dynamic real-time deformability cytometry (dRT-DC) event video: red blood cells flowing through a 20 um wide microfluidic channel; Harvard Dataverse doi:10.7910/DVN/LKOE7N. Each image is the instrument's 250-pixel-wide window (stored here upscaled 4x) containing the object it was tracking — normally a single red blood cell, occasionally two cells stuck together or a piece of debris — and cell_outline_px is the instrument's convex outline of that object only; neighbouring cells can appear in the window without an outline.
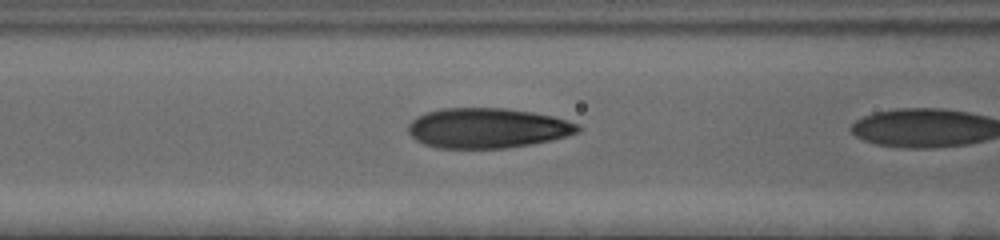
{"species": "human", "species_latin": "Homo sapiens", "temperature_condition": "cold", "stored_images_in_passage": 17, "camera_frame_rate_fps": 3000, "um_per_image_px": 0.085, "donor": {"sex": "female"}, "frame": {"image": 1, "passage_image": 16, "time_ms": 5.0, "image_size_px": [1000, 240], "cell_outline_px": [[580, 132], [552, 140], [532, 144], [508, 148], [436, 148], [424, 144], [416, 140], [408, 132], [408, 124], [416, 116], [424, 112], [440, 108], [504, 108], [532, 112], [552, 116], [580, 124]], "centroid_in_image_um": [41.41, 10.88], "position_along_channel_um": 125.2, "area_um2": 39.88}}